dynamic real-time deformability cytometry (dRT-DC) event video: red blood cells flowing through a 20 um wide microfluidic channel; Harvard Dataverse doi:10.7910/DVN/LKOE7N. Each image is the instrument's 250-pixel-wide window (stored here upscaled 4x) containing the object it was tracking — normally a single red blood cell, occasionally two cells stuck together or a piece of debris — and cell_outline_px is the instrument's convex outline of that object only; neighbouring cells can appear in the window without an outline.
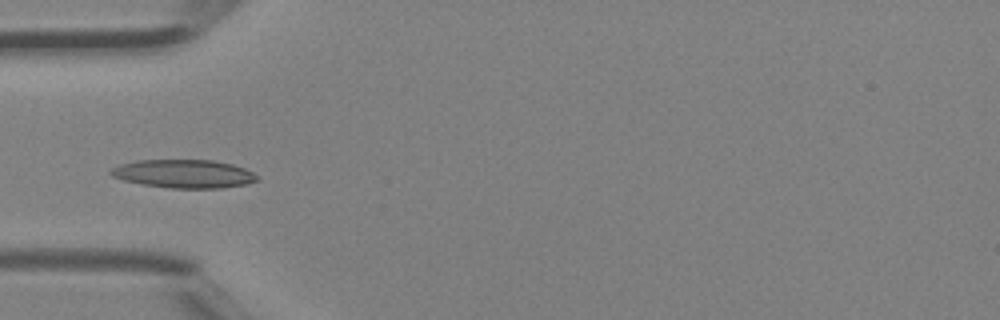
{"species": "Egyptian fruit bat (a non-hibernating species)", "species_latin": "Rousettus aegyptiacus", "temperature_condition": "room temperature", "stored_images_in_passage": 7, "camera_frame_rate_fps": 3000, "um_per_image_px": 0.085, "animal": {"sex": "female"}, "frame": {"image": 1, "passage_image": 5, "time_ms": 1.333, "image_size_px": [1000, 320], "cell_outline_px": [[260, 180], [244, 184], [220, 188], [168, 188], [144, 184], [124, 180], [112, 176], [108, 172], [112, 168], [120, 164], [136, 160], [212, 160], [232, 164], [244, 168], [260, 176]], "centroid_in_image_um": [15.64, 14.77], "position_along_channel_um": 69.4, "area_um2": 24.16}}
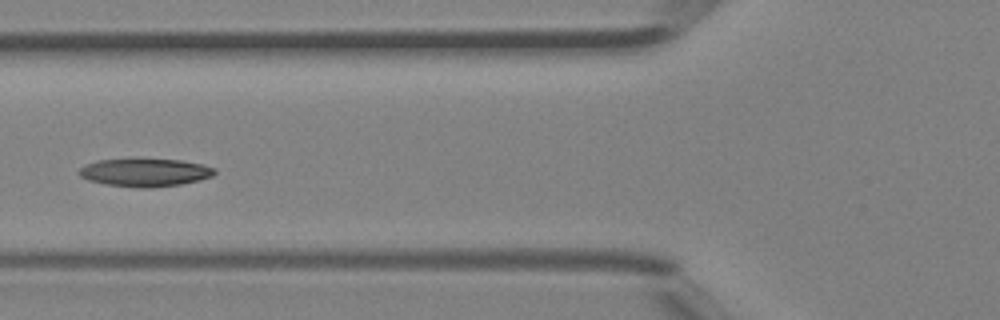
{"frame": {"image": 2, "passage_image": 6, "time_ms": 1.667, "image_size_px": [1000, 320], "cell_outline_px": [[216, 172], [212, 176], [200, 180], [180, 184], [152, 188], [140, 188], [108, 184], [88, 180], [80, 176], [76, 172], [80, 168], [96, 160], [180, 160], [204, 164], [216, 168]], "centroid_in_image_um": [12.36, 14.67], "position_along_channel_um": 113.4, "area_um2": 21.85}}
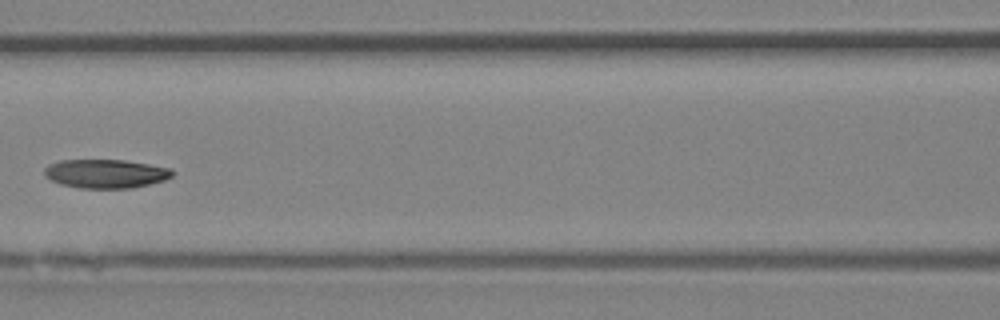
{"frame": {"image": 3, "passage_image": 7, "time_ms": 2.0, "image_size_px": [1000, 320], "cell_outline_px": [[172, 176], [164, 180], [132, 188], [80, 188], [60, 184], [44, 176], [44, 168], [48, 164], [60, 160], [124, 160], [172, 168]], "centroid_in_image_um": [8.95, 14.76], "position_along_channel_um": 157.6, "area_um2": 21.44}}